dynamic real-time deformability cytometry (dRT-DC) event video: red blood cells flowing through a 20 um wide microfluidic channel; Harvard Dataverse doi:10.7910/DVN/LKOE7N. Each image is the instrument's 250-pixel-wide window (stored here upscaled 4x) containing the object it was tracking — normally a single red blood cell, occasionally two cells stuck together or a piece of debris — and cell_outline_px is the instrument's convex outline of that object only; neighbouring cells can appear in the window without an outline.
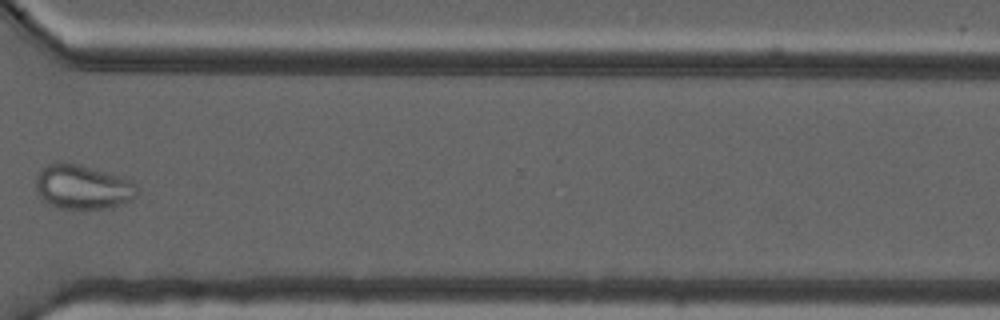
{"species": "common noctule bat (a hibernating species)", "species_latin": "Nyctalus noctula", "temperature_condition": "cold", "stored_images_in_passage": 13, "camera_frame_rate_fps": 3000, "um_per_image_px": 0.085, "animal": {"sex": "male", "forearm_length_mm": 52.5}, "frame": {"image": 1, "passage_image": 10, "time_ms": 10.667, "image_size_px": [1000, 320], "cell_outline_px": [[140, 192], [132, 200], [108, 208], [56, 208], [48, 204], [40, 196], [36, 188], [36, 180], [40, 168], [56, 160], [64, 160], [80, 164], [120, 176], [132, 180], [140, 188]], "centroid_in_image_um": [7.03, 15.86], "position_along_channel_um": 363.6, "area_um2": 26.7}, "authors_computed_cell_mechanics": {"area_um2": 26.4724, "velocity_mm_per_s": 3.6974, "shape_relaxation_time_tau1_ms": null, "shape_relaxation_time_tau2_ms": 1.1303, "deformation_change_tau1": null, "deformation_change_tau2": 0.0416}}